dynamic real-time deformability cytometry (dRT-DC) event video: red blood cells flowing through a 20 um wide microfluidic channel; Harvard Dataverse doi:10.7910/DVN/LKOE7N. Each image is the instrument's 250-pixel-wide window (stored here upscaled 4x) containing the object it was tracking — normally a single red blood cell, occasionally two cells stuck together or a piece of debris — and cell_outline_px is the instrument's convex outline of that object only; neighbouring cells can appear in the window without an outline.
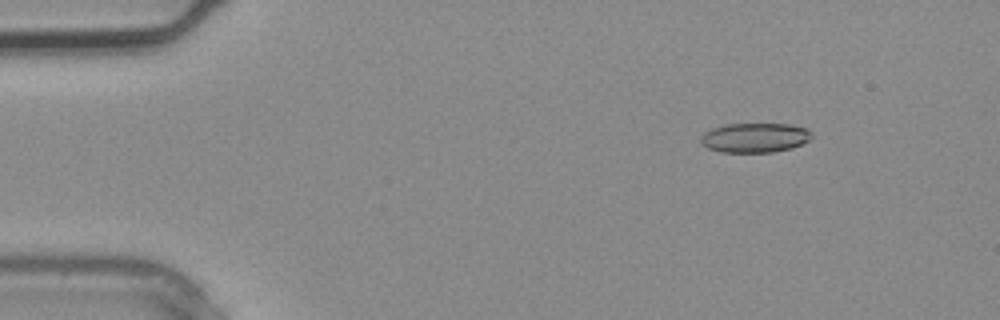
{"species": "common noctule bat (a hibernating species)", "species_latin": "Nyctalus noctula", "temperature_condition": "warm", "stored_images_in_passage": 3, "camera_frame_rate_fps": 3000, "um_per_image_px": 0.085, "animal": {"sex": "male", "body_mass_g": 20.4}, "frame": {"image": 1, "passage_image": 2, "time_ms": 0.333, "image_size_px": [1000, 320], "cell_outline_px": [[812, 136], [808, 140], [792, 148], [772, 152], [720, 152], [708, 148], [700, 144], [700, 136], [704, 132], [712, 128], [724, 124], [788, 124], [804, 128]], "centroid_in_image_um": [64.08, 11.71], "position_along_channel_um": 20.9, "area_um2": 19.02}}